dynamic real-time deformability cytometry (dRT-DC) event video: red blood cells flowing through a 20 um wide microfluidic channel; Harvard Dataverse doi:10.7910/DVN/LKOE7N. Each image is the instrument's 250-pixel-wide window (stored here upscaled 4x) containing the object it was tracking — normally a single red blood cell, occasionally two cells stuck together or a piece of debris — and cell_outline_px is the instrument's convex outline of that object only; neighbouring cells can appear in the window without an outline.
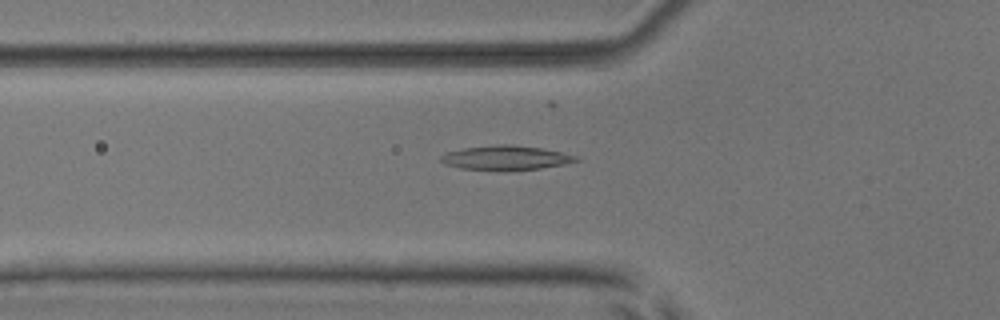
{"species": "common noctule bat (a hibernating species)", "species_latin": "Nyctalus noctula", "temperature_condition": "room temperature", "stored_images_in_passage": 45, "camera_frame_rate_fps": 3000, "um_per_image_px": 0.085, "animal": {"sex": "male", "body_mass_g": 17.9, "forearm_length_mm": 54.2}, "frame": {"image": 1, "passage_image": 11, "time_ms": 3.333, "image_size_px": [1000, 320], "cell_outline_px": [[580, 160], [564, 164], [540, 168], [460, 168], [444, 164], [440, 160], [440, 156], [448, 152], [464, 148], [496, 144], [508, 144], [544, 148], [580, 156]], "centroid_in_image_um": [43.04, 13.36], "position_along_channel_um": 82.8, "area_um2": 18.5}}
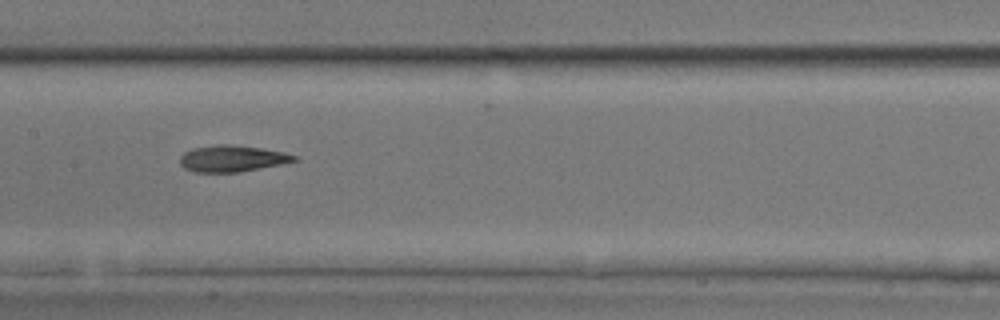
{"frame": {"image": 2, "passage_image": 19, "time_ms": 6.0, "image_size_px": [1000, 320], "cell_outline_px": [[300, 160], [280, 164], [236, 172], [196, 172], [184, 168], [180, 164], [180, 156], [184, 152], [192, 148], [216, 144], [228, 144], [260, 148], [284, 152], [296, 156]], "centroid_in_image_um": [19.7, 13.46], "position_along_channel_um": 187.7, "area_um2": 17.46}}
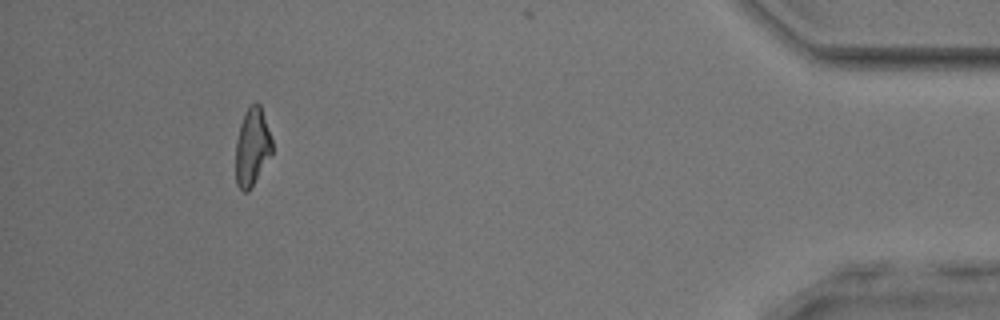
{"frame": {"image": 3, "passage_image": 41, "time_ms": 13.333, "image_size_px": [1000, 320], "cell_outline_px": [[272, 152], [248, 192], [244, 192], [236, 184], [236, 140], [240, 124], [248, 108], [252, 104], [260, 104], [272, 140]], "centroid_in_image_um": [21.42, 12.51], "position_along_channel_um": 413.8, "area_um2": 16.07}, "authors_computed_cell_mechanics": {"area_um2": 17.4556, "velocity_mm_per_s": 3.9238, "shape_relaxation_time_tau1_ms": null, "shape_relaxation_time_tau2_ms": 3.0742, "deformation_change_tau1": null, "deformation_change_tau2": 0.1074}}